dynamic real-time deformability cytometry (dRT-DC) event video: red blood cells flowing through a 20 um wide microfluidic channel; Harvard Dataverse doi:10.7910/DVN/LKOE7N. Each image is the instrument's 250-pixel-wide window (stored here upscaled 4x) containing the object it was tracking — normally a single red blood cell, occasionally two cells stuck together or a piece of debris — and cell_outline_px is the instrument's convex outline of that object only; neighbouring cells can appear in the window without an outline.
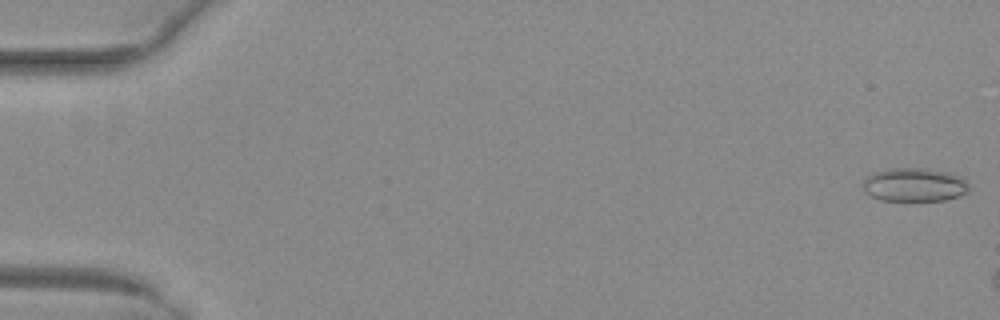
{"species": "common noctule bat (a hibernating species)", "species_latin": "Nyctalus noctula", "temperature_condition": "warm", "stored_images_in_passage": 7, "camera_frame_rate_fps": 3000, "um_per_image_px": 0.085, "animal": {"sex": "female", "body_mass_g": 29.2, "forearm_length_mm": 56.3}, "frame": {"image": 1, "passage_image": 1, "time_ms": 0.0, "image_size_px": [1000, 320], "cell_outline_px": [[968, 192], [944, 200], [880, 200], [864, 192], [864, 180], [872, 172], [888, 168], [924, 168], [948, 172], [960, 176], [968, 184]], "centroid_in_image_um": [77.7, 15.69], "position_along_channel_um": 7.3, "area_um2": 20.63}}